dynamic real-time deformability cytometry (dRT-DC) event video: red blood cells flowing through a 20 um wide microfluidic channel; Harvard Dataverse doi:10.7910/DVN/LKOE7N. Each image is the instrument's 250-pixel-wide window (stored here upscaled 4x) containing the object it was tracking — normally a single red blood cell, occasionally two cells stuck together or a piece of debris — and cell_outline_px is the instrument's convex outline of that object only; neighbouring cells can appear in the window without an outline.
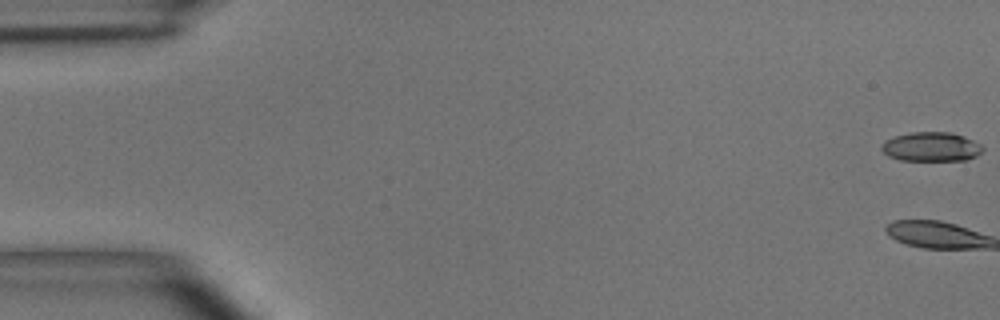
{"species": "common noctule bat (a hibernating species)", "species_latin": "Nyctalus noctula", "temperature_condition": "room temperature", "stored_images_in_passage": 5, "camera_frame_rate_fps": 3000, "um_per_image_px": 0.085, "animal": {"sex": "male", "body_mass_g": 15.6}, "frame": {"image": 1, "passage_image": 1, "time_ms": 0.0, "image_size_px": [1000, 320], "cell_outline_px": [[984, 148], [976, 156], [968, 160], [900, 160], [888, 156], [880, 148], [880, 144], [884, 140], [896, 136], [912, 132], [948, 132], [964, 136], [980, 144]], "centroid_in_image_um": [79.13, 12.48], "position_along_channel_um": 5.9, "area_um2": 17.22}}